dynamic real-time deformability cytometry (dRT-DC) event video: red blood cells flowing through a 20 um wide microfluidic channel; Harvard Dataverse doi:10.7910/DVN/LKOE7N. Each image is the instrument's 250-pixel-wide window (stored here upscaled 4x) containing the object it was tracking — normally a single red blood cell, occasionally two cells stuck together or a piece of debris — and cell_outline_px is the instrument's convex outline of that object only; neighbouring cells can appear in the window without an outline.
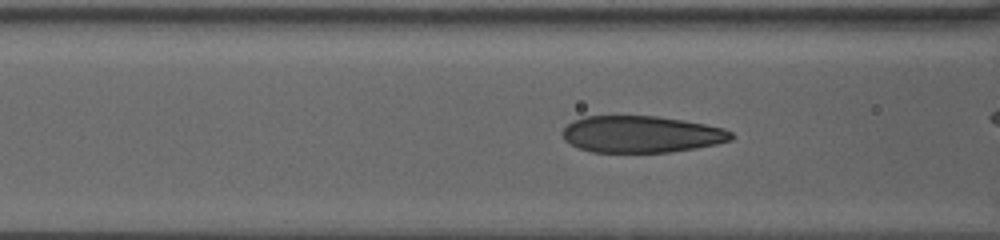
{"species": "human", "species_latin": "Homo sapiens", "temperature_condition": "warm", "stored_images_in_passage": 109, "camera_frame_rate_fps": 3000, "um_per_image_px": 0.085, "donor": {"sex": "female"}, "frame": {"image": 1, "passage_image": 69, "time_ms": 10.0, "image_size_px": [1000, 240], "cell_outline_px": [[732, 140], [716, 144], [696, 148], [668, 152], [592, 152], [580, 148], [564, 140], [560, 132], [572, 120], [584, 116], [660, 116], [684, 120], [724, 128], [732, 132]], "centroid_in_image_um": [54.49, 11.4], "position_along_channel_um": 112.1, "area_um2": 36.24}}
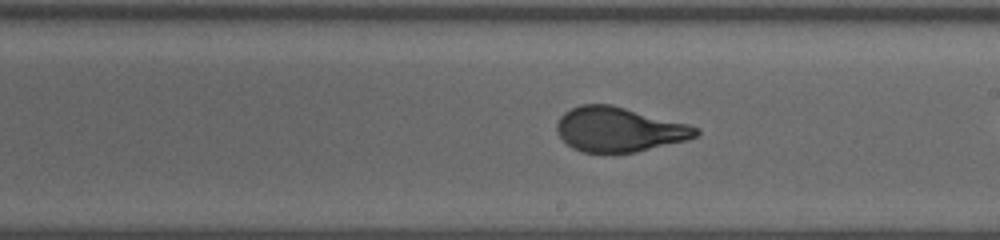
{"frame": {"image": 2, "passage_image": 89, "time_ms": 14.0, "image_size_px": [1000, 240], "cell_outline_px": [[700, 132], [696, 136], [688, 140], [636, 152], [584, 152], [572, 148], [560, 136], [556, 128], [556, 124], [560, 116], [564, 112], [580, 104], [612, 104], [688, 124], [700, 128]], "centroid_in_image_um": [52.63, 10.99], "position_along_channel_um": 236.4, "area_um2": 36.13}}
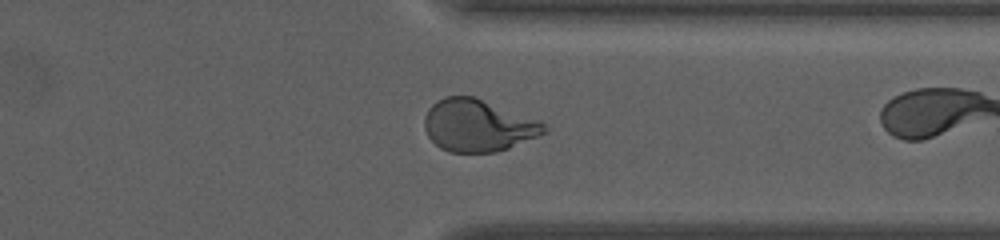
{"frame": {"image": 3, "passage_image": 107, "time_ms": 18.333, "image_size_px": [1000, 240], "cell_outline_px": [[544, 132], [536, 136], [508, 148], [496, 152], [448, 152], [440, 148], [428, 136], [424, 128], [424, 116], [428, 108], [436, 100], [444, 96], [472, 96], [540, 120], [544, 124]], "centroid_in_image_um": [40.56, 10.66], "position_along_channel_um": 370.8, "area_um2": 36.07}}